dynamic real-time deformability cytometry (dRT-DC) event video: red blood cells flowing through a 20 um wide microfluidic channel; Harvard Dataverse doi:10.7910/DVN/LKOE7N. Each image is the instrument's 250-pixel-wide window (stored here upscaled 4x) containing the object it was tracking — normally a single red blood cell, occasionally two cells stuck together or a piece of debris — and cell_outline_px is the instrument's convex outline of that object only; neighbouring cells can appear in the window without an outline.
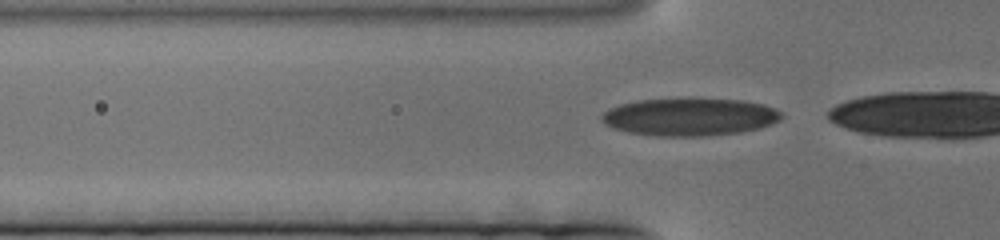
{"species": "human", "species_latin": "Homo sapiens", "temperature_condition": "cold", "stored_images_in_passage": 64, "camera_frame_rate_fps": 3000, "um_per_image_px": 0.085, "donor": {"sex": "female"}, "frame": {"image": 1, "passage_image": 48, "time_ms": 15.667, "image_size_px": [1000, 240], "cell_outline_px": [[784, 116], [780, 120], [772, 124], [760, 128], [740, 132], [704, 136], [656, 136], [628, 132], [612, 128], [604, 124], [600, 120], [600, 116], [604, 112], [620, 104], [640, 100], [692, 96], [744, 100], [764, 104], [776, 108], [784, 112]], "centroid_in_image_um": [58.67, 9.9], "position_along_channel_um": 67.1, "area_um2": 40.69}}
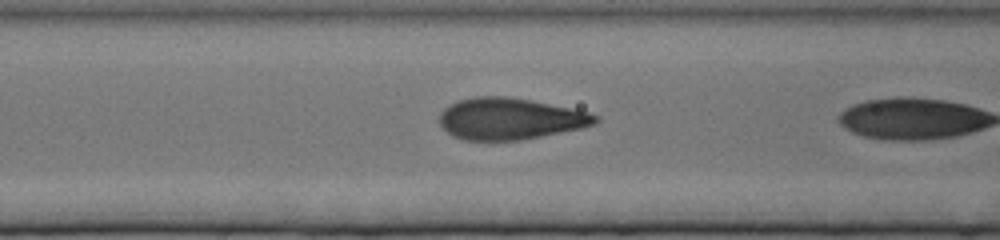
{"frame": {"image": 2, "passage_image": 63, "time_ms": 20.667, "image_size_px": [1000, 240], "cell_outline_px": [[600, 120], [596, 124], [580, 128], [520, 140], [464, 140], [452, 136], [440, 124], [440, 112], [448, 104], [456, 100], [476, 96], [504, 96], [528, 100], [588, 112], [600, 116]], "centroid_in_image_um": [43.31, 10.09], "position_along_channel_um": 123.3, "area_um2": 37.51}}